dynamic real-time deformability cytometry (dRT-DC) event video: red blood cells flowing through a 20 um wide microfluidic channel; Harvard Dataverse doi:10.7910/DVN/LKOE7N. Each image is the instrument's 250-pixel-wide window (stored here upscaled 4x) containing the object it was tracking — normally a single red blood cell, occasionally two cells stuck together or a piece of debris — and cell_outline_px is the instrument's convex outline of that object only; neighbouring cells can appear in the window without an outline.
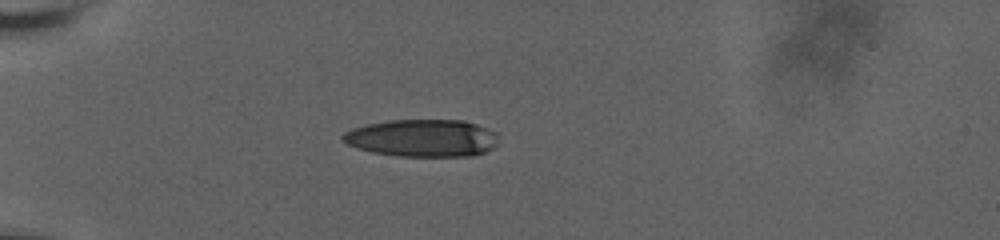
{"species": "human", "species_latin": "Homo sapiens", "temperature_condition": "room temperature", "stored_images_in_passage": 19, "camera_frame_rate_fps": 3000, "um_per_image_px": 0.085, "donor": {"sex": "male"}, "frame": {"image": 1, "passage_image": 1, "time_ms": 0.0, "image_size_px": [1000, 240], "cell_outline_px": [[500, 136], [496, 144], [492, 148], [484, 152], [472, 156], [396, 156], [372, 152], [348, 144], [340, 140], [340, 136], [344, 132], [352, 128], [368, 124], [388, 120], [464, 120], [476, 124], [496, 132]], "centroid_in_image_um": [35.9, 11.73], "position_along_channel_um": 49.1, "area_um2": 34.1}}
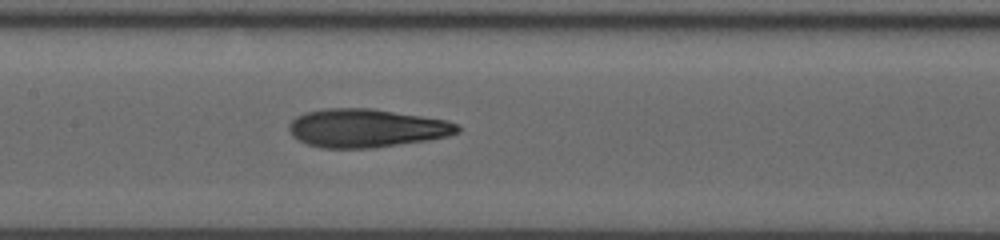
{"frame": {"image": 2, "passage_image": 12, "time_ms": 4.333, "image_size_px": [1000, 240], "cell_outline_px": [[460, 132], [448, 136], [428, 140], [376, 148], [324, 148], [308, 144], [292, 136], [288, 128], [288, 124], [296, 116], [304, 112], [324, 108], [372, 108], [448, 120], [460, 124]], "centroid_in_image_um": [31.17, 10.88], "position_along_channel_um": 176.2, "area_um2": 38.09}}
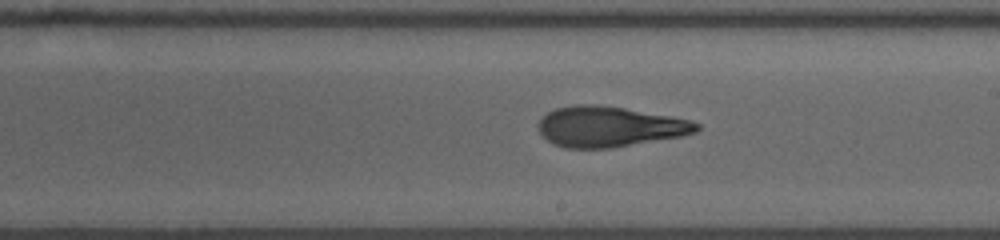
{"frame": {"image": 3, "passage_image": 17, "time_ms": 6.0, "image_size_px": [1000, 240], "cell_outline_px": [[700, 128], [696, 132], [680, 136], [612, 148], [564, 148], [552, 144], [540, 132], [536, 124], [548, 112], [556, 108], [576, 104], [596, 104], [624, 108], [672, 116], [692, 120], [700, 124]], "centroid_in_image_um": [51.79, 10.76], "position_along_channel_um": 237.2, "area_um2": 37.34}}